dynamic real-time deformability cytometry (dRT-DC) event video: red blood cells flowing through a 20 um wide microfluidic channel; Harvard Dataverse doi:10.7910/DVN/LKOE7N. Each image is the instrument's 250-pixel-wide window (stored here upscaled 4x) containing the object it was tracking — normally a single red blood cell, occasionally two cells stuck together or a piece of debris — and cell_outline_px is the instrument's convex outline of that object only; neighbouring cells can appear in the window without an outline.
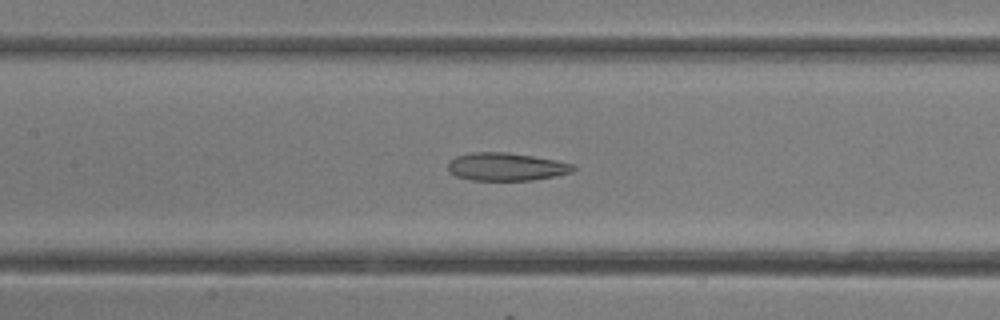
{"species": "common noctule bat (a hibernating species)", "species_latin": "Nyctalus noctula", "temperature_condition": "room temperature", "stored_images_in_passage": 31, "camera_frame_rate_fps": 3000, "um_per_image_px": 0.085, "animal": {"sex": "female"}, "frame": {"image": 1, "passage_image": 14, "time_ms": 4.333, "image_size_px": [1000, 320], "cell_outline_px": [[576, 168], [572, 172], [556, 176], [532, 180], [472, 180], [456, 176], [448, 172], [448, 160], [456, 156], [472, 152], [508, 152], [556, 160], [572, 164]], "centroid_in_image_um": [42.99, 14.17], "position_along_channel_um": 164.4, "area_um2": 20.46}}
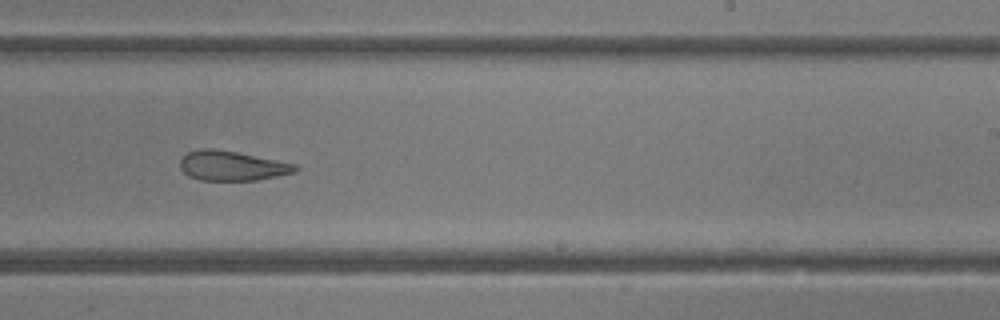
{"frame": {"image": 2, "passage_image": 19, "time_ms": 6.0, "image_size_px": [1000, 320], "cell_outline_px": [[300, 168], [296, 172], [256, 180], [200, 180], [188, 176], [180, 168], [180, 160], [188, 152], [200, 148], [212, 148], [236, 152], [296, 164]], "centroid_in_image_um": [19.71, 14.09], "position_along_channel_um": 269.3, "area_um2": 19.83}}
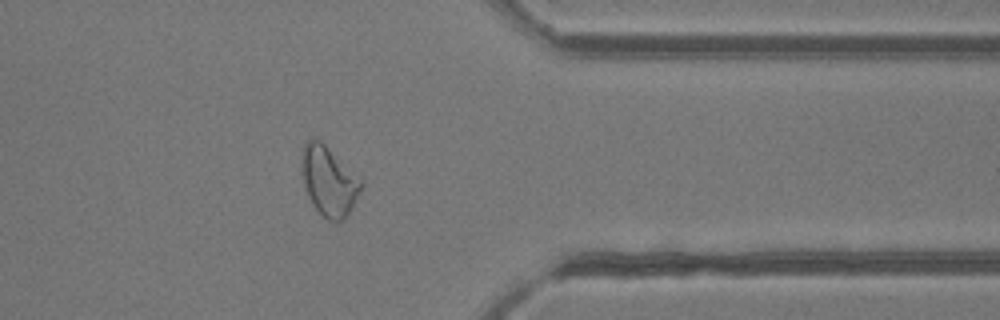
{"frame": {"image": 3, "passage_image": 25, "time_ms": 8.0, "image_size_px": [1000, 320], "cell_outline_px": [[364, 184], [344, 220], [336, 224], [328, 220], [312, 204], [308, 196], [304, 184], [304, 140], [312, 136], [320, 140], [364, 180]], "centroid_in_image_um": [28.0, 15.39], "position_along_channel_um": 383.4, "area_um2": 23.81}}